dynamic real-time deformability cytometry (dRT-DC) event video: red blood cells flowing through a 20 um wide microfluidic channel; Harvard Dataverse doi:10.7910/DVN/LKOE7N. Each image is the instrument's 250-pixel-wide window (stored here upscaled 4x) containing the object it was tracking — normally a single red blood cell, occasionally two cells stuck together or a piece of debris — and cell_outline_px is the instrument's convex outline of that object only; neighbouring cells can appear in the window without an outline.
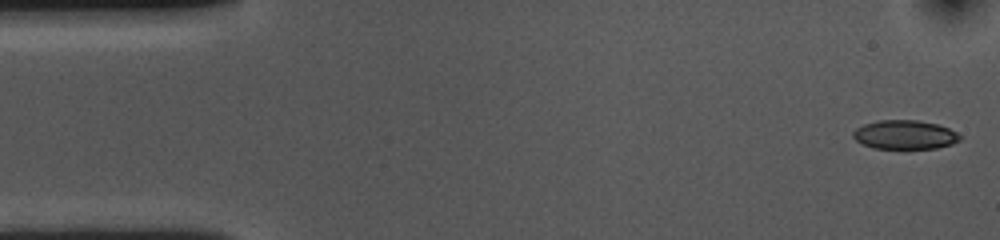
{"species": "common noctule bat (a hibernating species)", "species_latin": "Nyctalus noctula", "temperature_condition": "cold", "stored_images_in_passage": 54, "camera_frame_rate_fps": 3000, "um_per_image_px": 0.085, "animal": {"sex": "female", "body_mass_g": 10.0, "forearm_length_mm": 53.1}, "frame": {"image": 1, "passage_image": 1, "time_ms": 0.0, "image_size_px": [1000, 240], "cell_outline_px": [[960, 140], [952, 144], [936, 148], [872, 148], [856, 140], [852, 136], [852, 132], [856, 128], [864, 124], [880, 120], [916, 120], [936, 124], [948, 128], [956, 132], [960, 136]], "centroid_in_image_um": [76.89, 11.45], "position_along_channel_um": 8.1, "area_um2": 17.86}}
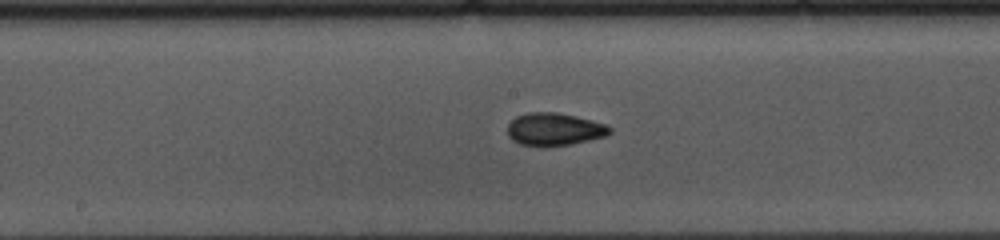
{"frame": {"image": 2, "passage_image": 26, "time_ms": 8.333, "image_size_px": [1000, 240], "cell_outline_px": [[612, 132], [604, 136], [572, 144], [544, 148], [520, 144], [512, 140], [508, 136], [508, 124], [516, 116], [528, 112], [556, 112], [576, 116], [592, 120], [604, 124], [612, 128]], "centroid_in_image_um": [47.09, 11.0], "position_along_channel_um": 201.1, "area_um2": 19.71}}
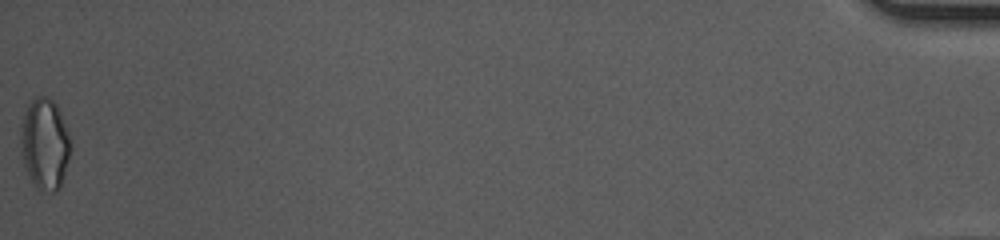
{"frame": {"image": 3, "passage_image": 54, "time_ms": 17.667, "image_size_px": [1000, 240], "cell_outline_px": [[72, 148], [60, 188], [56, 192], [52, 192], [36, 188], [24, 164], [20, 140], [20, 124], [32, 100], [36, 96], [44, 96], [52, 100], [56, 104], [60, 112], [68, 132]], "centroid_in_image_um": [3.82, 12.24], "position_along_channel_um": 431.4, "area_um2": 26.3}, "authors_computed_cell_mechanics": {"area_um2": 18.9873, "velocity_mm_per_s": 3.5995, "shape_relaxation_time_tau1_ms": 4.0292, "shape_relaxation_time_tau2_ms": 2.533, "deformation_change_tau1": 0.1032, "deformation_change_tau2": 0.0725}}